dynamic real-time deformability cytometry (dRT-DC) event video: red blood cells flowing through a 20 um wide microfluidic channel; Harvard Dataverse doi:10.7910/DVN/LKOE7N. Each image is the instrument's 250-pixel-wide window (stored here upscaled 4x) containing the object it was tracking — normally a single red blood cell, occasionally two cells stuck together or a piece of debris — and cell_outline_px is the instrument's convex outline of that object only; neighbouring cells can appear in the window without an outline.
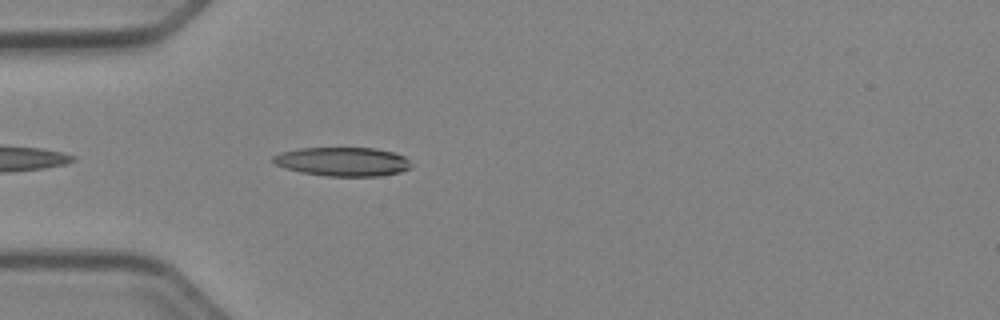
{"species": "Egyptian fruit bat (a non-hibernating species)", "species_latin": "Rousettus aegyptiacus", "temperature_condition": "cold", "stored_images_in_passage": 27, "camera_frame_rate_fps": 3000, "um_per_image_px": 0.085, "animal": {"sex": "female"}, "frame": {"image": 1, "passage_image": 3, "time_ms": 0.667, "image_size_px": [1000, 320], "cell_outline_px": [[412, 168], [400, 172], [380, 176], [324, 176], [300, 172], [284, 168], [276, 164], [272, 160], [272, 156], [280, 152], [300, 148], [376, 148], [396, 152], [404, 156], [412, 164]], "centroid_in_image_um": [29.15, 13.74], "position_along_channel_um": 55.9, "area_um2": 23.52}}
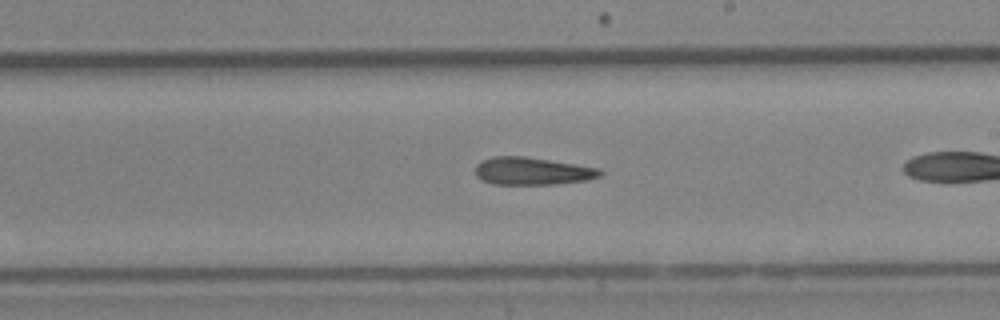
{"frame": {"image": 2, "passage_image": 15, "time_ms": 4.667, "image_size_px": [1000, 320], "cell_outline_px": [[604, 172], [600, 176], [588, 180], [556, 184], [492, 184], [480, 180], [476, 176], [476, 164], [492, 156], [524, 156], [600, 168]], "centroid_in_image_um": [45.24, 14.55], "position_along_channel_um": 243.8, "area_um2": 20.11}}
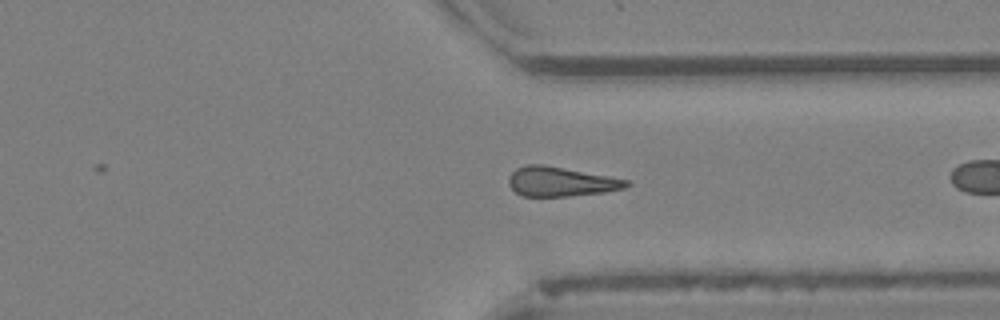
{"frame": {"image": 3, "passage_image": 24, "time_ms": 7.667, "image_size_px": [1000, 320], "cell_outline_px": [[632, 184], [624, 188], [604, 192], [568, 196], [520, 196], [508, 184], [508, 176], [516, 168], [528, 164], [544, 164], [608, 176], [628, 180]], "centroid_in_image_um": [47.64, 15.43], "position_along_channel_um": 363.8, "area_um2": 20.23}}